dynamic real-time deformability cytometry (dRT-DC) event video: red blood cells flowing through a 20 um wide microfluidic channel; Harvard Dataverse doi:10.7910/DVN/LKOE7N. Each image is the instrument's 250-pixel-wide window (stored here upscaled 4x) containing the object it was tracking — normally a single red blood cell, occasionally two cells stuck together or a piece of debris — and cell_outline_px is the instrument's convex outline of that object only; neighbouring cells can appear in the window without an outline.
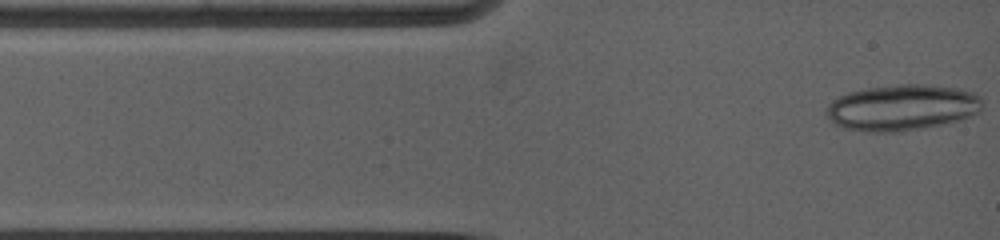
{"species": "common noctule bat (a hibernating species)", "species_latin": "Nyctalus noctula", "temperature_condition": "warm", "stored_images_in_passage": 2, "camera_frame_rate_fps": 5000, "um_per_image_px": 0.085, "animal": {"sex": "female", "body_mass_g": 19.0, "forearm_length_mm": 53.3}, "frame": {"image": 1, "passage_image": 1, "time_ms": 0.0, "image_size_px": [1000, 240], "cell_outline_px": [[980, 100], [972, 112], [964, 116], [932, 124], [908, 128], [848, 128], [836, 124], [828, 116], [828, 108], [840, 96], [852, 92], [868, 88], [900, 84], [920, 84], [952, 88], [968, 92], [976, 96]], "centroid_in_image_um": [76.58, 9.05], "position_along_channel_um": 8.4, "area_um2": 37.69}}